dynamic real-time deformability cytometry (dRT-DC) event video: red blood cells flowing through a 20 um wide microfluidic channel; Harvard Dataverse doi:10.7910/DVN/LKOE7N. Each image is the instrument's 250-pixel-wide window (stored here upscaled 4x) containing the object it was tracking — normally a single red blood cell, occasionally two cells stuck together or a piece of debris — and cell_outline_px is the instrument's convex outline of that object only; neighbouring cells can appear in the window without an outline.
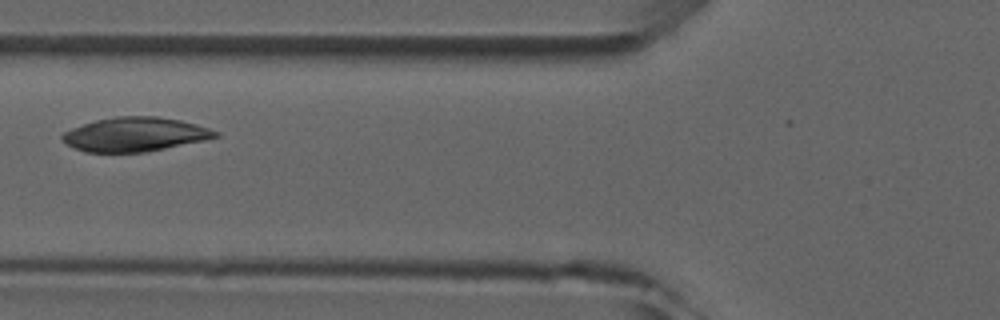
{"species": "common noctule bat (a hibernating species)", "species_latin": "Nyctalus noctula", "temperature_condition": "room temperature", "stored_images_in_passage": 5, "camera_frame_rate_fps": 3000, "um_per_image_px": 0.085, "animal": {"sex": "male", "forearm_length_mm": 52.5}, "frame": {"image": 1, "passage_image": 4, "time_ms": 3.667, "image_size_px": [1000, 320], "cell_outline_px": [[220, 136], [204, 140], [148, 152], [84, 152], [72, 148], [60, 136], [64, 132], [72, 128], [96, 120], [116, 116], [156, 116], [180, 120], [196, 124], [220, 132]], "centroid_in_image_um": [11.48, 11.43], "position_along_channel_um": 114.3, "area_um2": 30.4}}
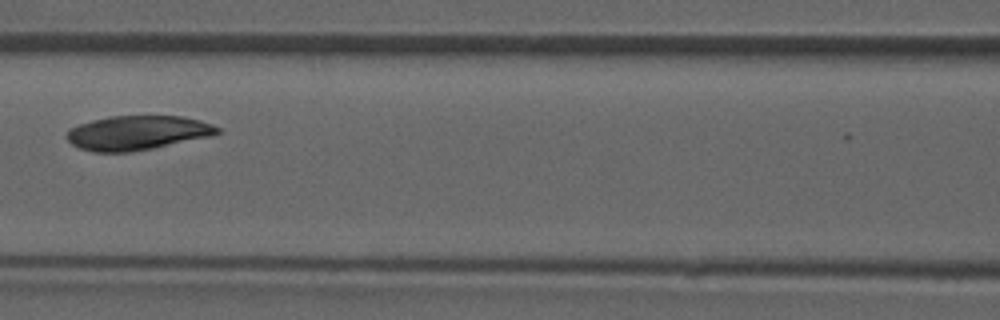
{"frame": {"image": 2, "passage_image": 5, "time_ms": 4.667, "image_size_px": [1000, 320], "cell_outline_px": [[220, 132], [212, 136], [132, 152], [92, 152], [80, 148], [72, 144], [64, 136], [72, 128], [80, 124], [92, 120], [112, 116], [180, 116], [200, 120], [212, 124], [220, 128]], "centroid_in_image_um": [11.69, 11.29], "position_along_channel_um": 154.9, "area_um2": 30.0}}